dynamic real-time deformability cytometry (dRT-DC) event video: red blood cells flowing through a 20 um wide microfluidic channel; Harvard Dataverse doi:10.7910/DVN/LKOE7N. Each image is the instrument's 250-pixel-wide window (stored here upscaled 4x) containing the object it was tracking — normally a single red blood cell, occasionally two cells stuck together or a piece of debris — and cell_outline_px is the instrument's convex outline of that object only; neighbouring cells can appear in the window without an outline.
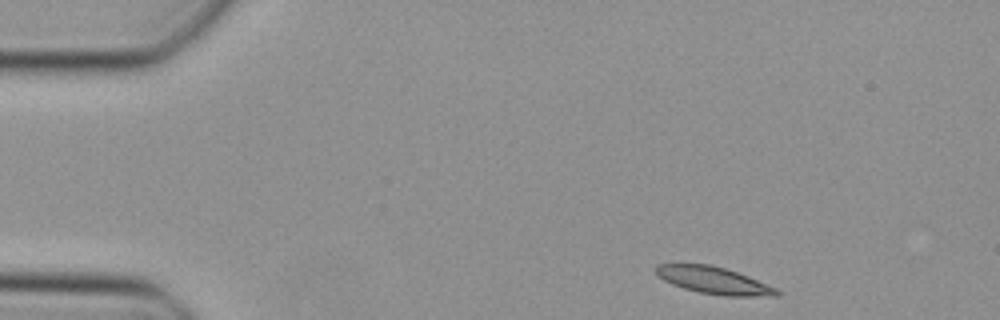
{"species": "Egyptian fruit bat (a non-hibernating species)", "species_latin": "Rousettus aegyptiacus", "temperature_condition": "cold", "stored_images_in_passage": 43, "camera_frame_rate_fps": 3000, "um_per_image_px": 0.085, "animal": {"sex": "female"}, "frame": {"image": 1, "passage_image": 1, "time_ms": 0.0, "image_size_px": [1000, 320], "cell_outline_px": [[780, 296], [724, 296], [700, 292], [684, 288], [672, 284], [664, 280], [656, 272], [656, 264], [712, 264], [748, 276], [776, 288], [780, 292]], "centroid_in_image_um": [60.7, 23.83], "position_along_channel_um": 24.3, "area_um2": 18.84}}
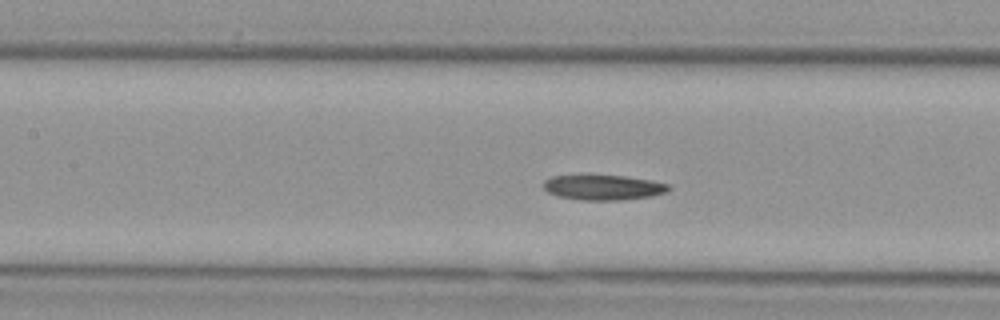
{"frame": {"image": 2, "passage_image": 16, "time_ms": 5.0, "image_size_px": [1000, 320], "cell_outline_px": [[672, 188], [668, 192], [648, 196], [620, 200], [580, 200], [560, 196], [548, 192], [544, 188], [544, 180], [552, 176], [580, 172], [624, 176], [652, 180], [668, 184]], "centroid_in_image_um": [51.23, 15.87], "position_along_channel_um": 156.2, "area_um2": 19.07}}
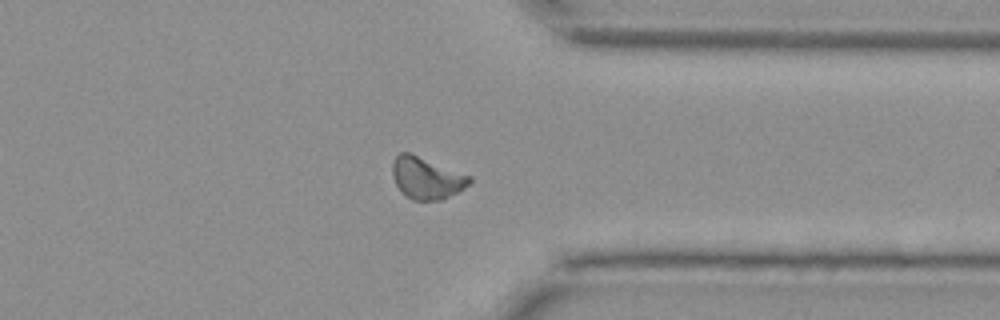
{"frame": {"image": 3, "passage_image": 32, "time_ms": 10.333, "image_size_px": [1000, 320], "cell_outline_px": [[472, 180], [464, 188], [440, 200], [412, 200], [396, 184], [392, 176], [392, 164], [396, 156], [400, 152], [412, 152], [472, 176]], "centroid_in_image_um": [36.26, 15.09], "position_along_channel_um": 375.1, "area_um2": 18.79}}